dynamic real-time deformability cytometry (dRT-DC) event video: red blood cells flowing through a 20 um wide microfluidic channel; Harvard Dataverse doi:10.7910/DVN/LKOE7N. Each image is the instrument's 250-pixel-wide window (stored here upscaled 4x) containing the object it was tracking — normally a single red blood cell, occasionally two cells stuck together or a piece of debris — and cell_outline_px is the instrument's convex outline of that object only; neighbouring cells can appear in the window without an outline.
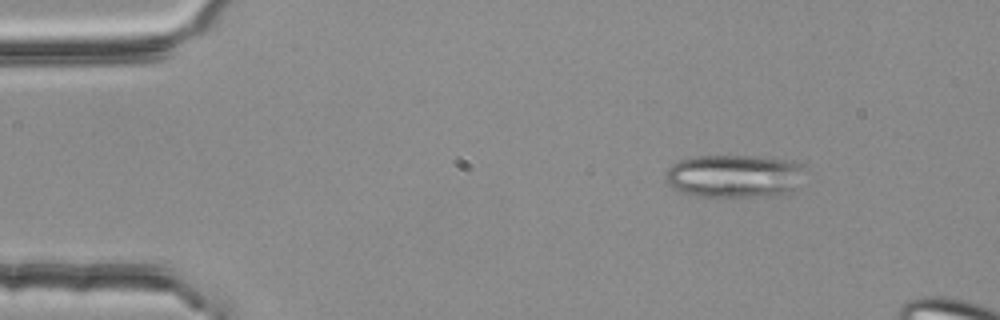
{"species": "common noctule bat (a hibernating species)", "species_latin": "Nyctalus noctula", "temperature_condition": "room temperature", "stored_images_in_passage": 4, "camera_frame_rate_fps": 3000, "um_per_image_px": 0.085, "animal": {"sex": "female", "body_mass_g": 25.1}, "frame": {"image": 1, "passage_image": 2, "time_ms": 0.333, "image_size_px": [1000, 320], "cell_outline_px": [[800, 168], [796, 188], [792, 192], [784, 196], [696, 196], [684, 192], [668, 184], [664, 180], [672, 164], [680, 160], [696, 156], [756, 156], [792, 160], [800, 164]], "centroid_in_image_um": [62.41, 14.97], "position_along_channel_um": 22.6, "area_um2": 34.62}}